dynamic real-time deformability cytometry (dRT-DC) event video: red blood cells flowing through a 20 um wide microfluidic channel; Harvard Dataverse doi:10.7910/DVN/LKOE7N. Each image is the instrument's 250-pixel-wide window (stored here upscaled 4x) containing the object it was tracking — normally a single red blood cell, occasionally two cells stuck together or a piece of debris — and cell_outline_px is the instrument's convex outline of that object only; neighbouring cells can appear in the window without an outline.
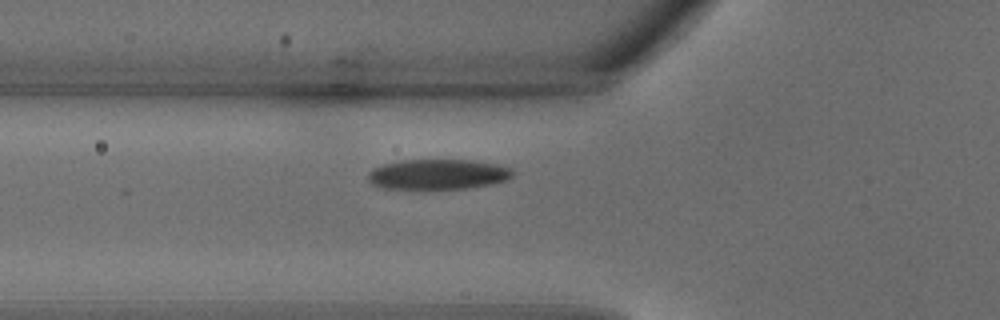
{"species": "common noctule bat (a hibernating species)", "species_latin": "Nyctalus noctula", "temperature_condition": "warm", "stored_images_in_passage": 8, "camera_frame_rate_fps": 3000, "um_per_image_px": 0.085, "animal": {"sex": "male", "body_mass_g": 18.8}, "frame": {"image": 1, "passage_image": 2, "time_ms": 0.333, "image_size_px": [1000, 320], "cell_outline_px": [[512, 176], [508, 180], [492, 184], [468, 188], [428, 192], [380, 188], [372, 184], [368, 180], [368, 172], [384, 164], [404, 160], [468, 160], [496, 164], [508, 168], [512, 172]], "centroid_in_image_um": [37.16, 14.88], "position_along_channel_um": 88.6, "area_um2": 26.36}}
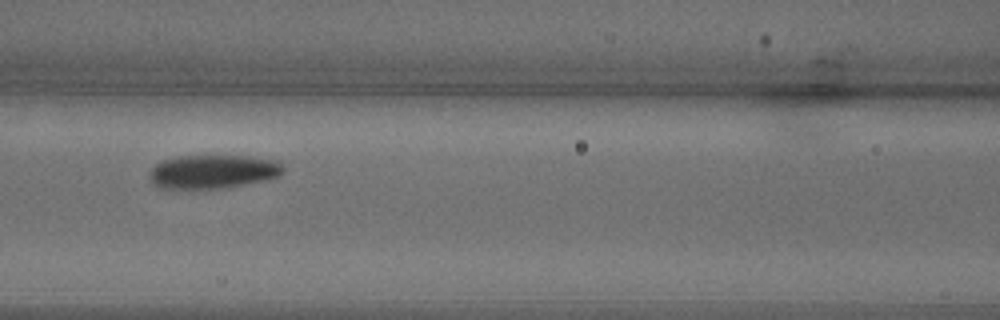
{"frame": {"image": 2, "passage_image": 5, "time_ms": 1.333, "image_size_px": [1000, 320], "cell_outline_px": [[284, 172], [280, 176], [268, 180], [228, 188], [160, 188], [152, 184], [152, 168], [160, 160], [180, 156], [248, 156], [280, 160], [284, 168]], "centroid_in_image_um": [18.19, 14.58], "position_along_channel_um": 148.4, "area_um2": 26.53}}
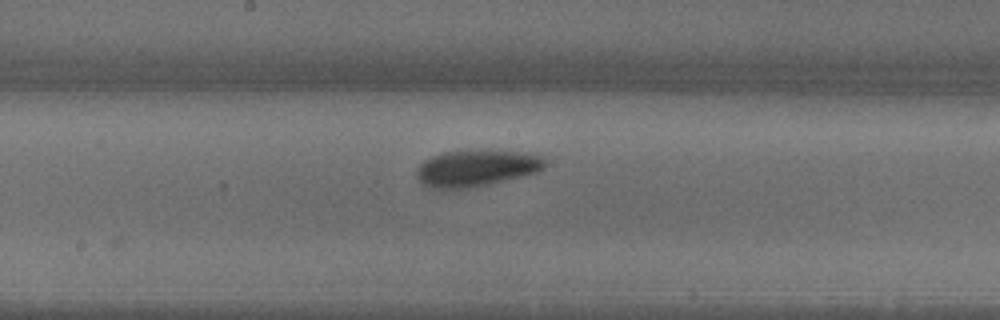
{"frame": {"image": 3, "passage_image": 8, "time_ms": 2.333, "image_size_px": [1000, 320], "cell_outline_px": [[544, 168], [536, 172], [488, 184], [464, 188], [428, 188], [420, 184], [416, 176], [416, 172], [420, 164], [424, 160], [432, 156], [444, 152], [532, 152], [540, 156], [544, 160]], "centroid_in_image_um": [40.43, 14.31], "position_along_channel_um": 207.8, "area_um2": 26.53}}